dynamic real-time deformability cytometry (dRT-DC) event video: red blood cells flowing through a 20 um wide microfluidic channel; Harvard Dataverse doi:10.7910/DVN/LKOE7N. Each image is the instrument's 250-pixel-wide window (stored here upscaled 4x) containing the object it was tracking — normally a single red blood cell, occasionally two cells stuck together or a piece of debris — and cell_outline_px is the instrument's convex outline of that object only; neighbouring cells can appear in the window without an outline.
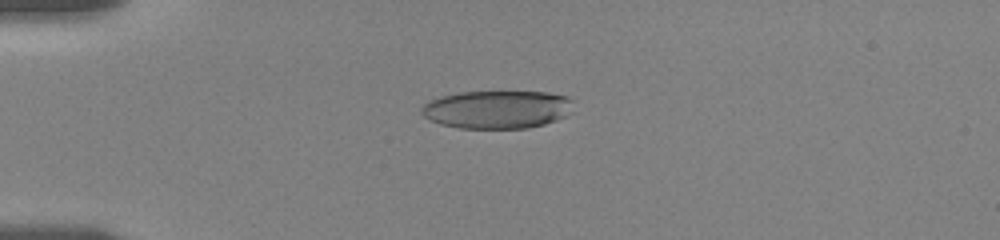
{"species": "human", "species_latin": "Homo sapiens", "temperature_condition": "room temperature", "stored_images_in_passage": 4, "camera_frame_rate_fps": 3000, "um_per_image_px": 0.085, "donor": {"sex": "female"}, "frame": {"image": 1, "passage_image": 3, "time_ms": 2.0, "image_size_px": [1000, 240], "cell_outline_px": [[572, 112], [568, 116], [544, 124], [528, 128], [460, 128], [440, 124], [428, 120], [420, 112], [420, 108], [424, 104], [432, 100], [444, 96], [460, 92], [548, 92], [568, 96], [572, 100]], "centroid_in_image_um": [42.29, 9.31], "position_along_channel_um": 42.7, "area_um2": 33.81}}